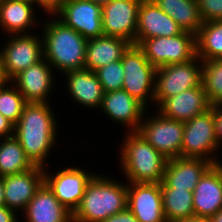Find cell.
Segmentation results:
<instances>
[{
  "label": "cell",
  "mask_w": 222,
  "mask_h": 222,
  "mask_svg": "<svg viewBox=\"0 0 222 222\" xmlns=\"http://www.w3.org/2000/svg\"><path fill=\"white\" fill-rule=\"evenodd\" d=\"M55 117L50 103H26L14 125L13 136L34 166L47 167V157L59 136Z\"/></svg>",
  "instance_id": "1"
},
{
  "label": "cell",
  "mask_w": 222,
  "mask_h": 222,
  "mask_svg": "<svg viewBox=\"0 0 222 222\" xmlns=\"http://www.w3.org/2000/svg\"><path fill=\"white\" fill-rule=\"evenodd\" d=\"M48 18L41 27L44 59L53 70L63 75L84 69L87 39L64 25L53 14H49Z\"/></svg>",
  "instance_id": "2"
},
{
  "label": "cell",
  "mask_w": 222,
  "mask_h": 222,
  "mask_svg": "<svg viewBox=\"0 0 222 222\" xmlns=\"http://www.w3.org/2000/svg\"><path fill=\"white\" fill-rule=\"evenodd\" d=\"M95 174L88 182L72 222H103L127 208L128 183Z\"/></svg>",
  "instance_id": "3"
},
{
  "label": "cell",
  "mask_w": 222,
  "mask_h": 222,
  "mask_svg": "<svg viewBox=\"0 0 222 222\" xmlns=\"http://www.w3.org/2000/svg\"><path fill=\"white\" fill-rule=\"evenodd\" d=\"M123 138L118 158L126 183H161L168 159L136 131Z\"/></svg>",
  "instance_id": "4"
},
{
  "label": "cell",
  "mask_w": 222,
  "mask_h": 222,
  "mask_svg": "<svg viewBox=\"0 0 222 222\" xmlns=\"http://www.w3.org/2000/svg\"><path fill=\"white\" fill-rule=\"evenodd\" d=\"M121 62L124 70L122 89L149 108L150 102L154 104L156 68L134 44L123 53Z\"/></svg>",
  "instance_id": "5"
},
{
  "label": "cell",
  "mask_w": 222,
  "mask_h": 222,
  "mask_svg": "<svg viewBox=\"0 0 222 222\" xmlns=\"http://www.w3.org/2000/svg\"><path fill=\"white\" fill-rule=\"evenodd\" d=\"M201 81L202 60L198 56L187 62L156 68L155 107L167 98L174 97L187 89L199 87Z\"/></svg>",
  "instance_id": "6"
},
{
  "label": "cell",
  "mask_w": 222,
  "mask_h": 222,
  "mask_svg": "<svg viewBox=\"0 0 222 222\" xmlns=\"http://www.w3.org/2000/svg\"><path fill=\"white\" fill-rule=\"evenodd\" d=\"M137 46L155 68L187 62L196 57V35L188 31L171 37L148 38Z\"/></svg>",
  "instance_id": "7"
},
{
  "label": "cell",
  "mask_w": 222,
  "mask_h": 222,
  "mask_svg": "<svg viewBox=\"0 0 222 222\" xmlns=\"http://www.w3.org/2000/svg\"><path fill=\"white\" fill-rule=\"evenodd\" d=\"M218 152L211 106L192 120L184 122L181 157L203 158L220 164Z\"/></svg>",
  "instance_id": "8"
},
{
  "label": "cell",
  "mask_w": 222,
  "mask_h": 222,
  "mask_svg": "<svg viewBox=\"0 0 222 222\" xmlns=\"http://www.w3.org/2000/svg\"><path fill=\"white\" fill-rule=\"evenodd\" d=\"M147 112L136 132L165 158L181 157L184 122L164 117L157 110L151 117Z\"/></svg>",
  "instance_id": "9"
},
{
  "label": "cell",
  "mask_w": 222,
  "mask_h": 222,
  "mask_svg": "<svg viewBox=\"0 0 222 222\" xmlns=\"http://www.w3.org/2000/svg\"><path fill=\"white\" fill-rule=\"evenodd\" d=\"M0 58L4 77L9 81L22 70L28 69L44 58L42 35H9Z\"/></svg>",
  "instance_id": "10"
},
{
  "label": "cell",
  "mask_w": 222,
  "mask_h": 222,
  "mask_svg": "<svg viewBox=\"0 0 222 222\" xmlns=\"http://www.w3.org/2000/svg\"><path fill=\"white\" fill-rule=\"evenodd\" d=\"M52 174L48 167H45L44 182L58 201L73 213L81 202L88 182L96 173L87 172L85 168L82 169L79 166H67L57 172L55 170V173Z\"/></svg>",
  "instance_id": "11"
},
{
  "label": "cell",
  "mask_w": 222,
  "mask_h": 222,
  "mask_svg": "<svg viewBox=\"0 0 222 222\" xmlns=\"http://www.w3.org/2000/svg\"><path fill=\"white\" fill-rule=\"evenodd\" d=\"M53 15L86 39L104 35L102 6L99 4L86 0H64Z\"/></svg>",
  "instance_id": "12"
},
{
  "label": "cell",
  "mask_w": 222,
  "mask_h": 222,
  "mask_svg": "<svg viewBox=\"0 0 222 222\" xmlns=\"http://www.w3.org/2000/svg\"><path fill=\"white\" fill-rule=\"evenodd\" d=\"M142 0H111L102 6L104 35L123 38L135 45L138 11Z\"/></svg>",
  "instance_id": "13"
},
{
  "label": "cell",
  "mask_w": 222,
  "mask_h": 222,
  "mask_svg": "<svg viewBox=\"0 0 222 222\" xmlns=\"http://www.w3.org/2000/svg\"><path fill=\"white\" fill-rule=\"evenodd\" d=\"M54 74L52 66L43 58L10 81L23 95L26 103H50V92L55 89L53 84L56 85Z\"/></svg>",
  "instance_id": "14"
},
{
  "label": "cell",
  "mask_w": 222,
  "mask_h": 222,
  "mask_svg": "<svg viewBox=\"0 0 222 222\" xmlns=\"http://www.w3.org/2000/svg\"><path fill=\"white\" fill-rule=\"evenodd\" d=\"M127 208L139 222H167L160 183H128Z\"/></svg>",
  "instance_id": "15"
},
{
  "label": "cell",
  "mask_w": 222,
  "mask_h": 222,
  "mask_svg": "<svg viewBox=\"0 0 222 222\" xmlns=\"http://www.w3.org/2000/svg\"><path fill=\"white\" fill-rule=\"evenodd\" d=\"M100 112L112 122L122 124L126 132L137 131L147 108L123 89L105 92Z\"/></svg>",
  "instance_id": "16"
},
{
  "label": "cell",
  "mask_w": 222,
  "mask_h": 222,
  "mask_svg": "<svg viewBox=\"0 0 222 222\" xmlns=\"http://www.w3.org/2000/svg\"><path fill=\"white\" fill-rule=\"evenodd\" d=\"M43 182L44 168L40 166H34L21 173L4 176L5 206L15 212L24 211Z\"/></svg>",
  "instance_id": "17"
},
{
  "label": "cell",
  "mask_w": 222,
  "mask_h": 222,
  "mask_svg": "<svg viewBox=\"0 0 222 222\" xmlns=\"http://www.w3.org/2000/svg\"><path fill=\"white\" fill-rule=\"evenodd\" d=\"M212 165V162L203 158L168 159L160 186L193 192L200 178Z\"/></svg>",
  "instance_id": "18"
},
{
  "label": "cell",
  "mask_w": 222,
  "mask_h": 222,
  "mask_svg": "<svg viewBox=\"0 0 222 222\" xmlns=\"http://www.w3.org/2000/svg\"><path fill=\"white\" fill-rule=\"evenodd\" d=\"M183 29L152 0H142L137 21L135 45L142 40L179 35Z\"/></svg>",
  "instance_id": "19"
},
{
  "label": "cell",
  "mask_w": 222,
  "mask_h": 222,
  "mask_svg": "<svg viewBox=\"0 0 222 222\" xmlns=\"http://www.w3.org/2000/svg\"><path fill=\"white\" fill-rule=\"evenodd\" d=\"M195 216L213 217L222 209V162L213 164L193 191Z\"/></svg>",
  "instance_id": "20"
},
{
  "label": "cell",
  "mask_w": 222,
  "mask_h": 222,
  "mask_svg": "<svg viewBox=\"0 0 222 222\" xmlns=\"http://www.w3.org/2000/svg\"><path fill=\"white\" fill-rule=\"evenodd\" d=\"M210 107L211 104L201 84L199 87L187 89L174 97L165 99L156 110L164 117L186 122Z\"/></svg>",
  "instance_id": "21"
},
{
  "label": "cell",
  "mask_w": 222,
  "mask_h": 222,
  "mask_svg": "<svg viewBox=\"0 0 222 222\" xmlns=\"http://www.w3.org/2000/svg\"><path fill=\"white\" fill-rule=\"evenodd\" d=\"M22 214L24 222H72V212L58 201L45 182Z\"/></svg>",
  "instance_id": "22"
},
{
  "label": "cell",
  "mask_w": 222,
  "mask_h": 222,
  "mask_svg": "<svg viewBox=\"0 0 222 222\" xmlns=\"http://www.w3.org/2000/svg\"><path fill=\"white\" fill-rule=\"evenodd\" d=\"M67 94H70L78 105L92 109H100L104 90L95 71L82 69L65 73Z\"/></svg>",
  "instance_id": "23"
},
{
  "label": "cell",
  "mask_w": 222,
  "mask_h": 222,
  "mask_svg": "<svg viewBox=\"0 0 222 222\" xmlns=\"http://www.w3.org/2000/svg\"><path fill=\"white\" fill-rule=\"evenodd\" d=\"M37 5L22 0L0 1V29L7 35L32 34L29 30L38 25L35 16ZM32 28V29H31Z\"/></svg>",
  "instance_id": "24"
},
{
  "label": "cell",
  "mask_w": 222,
  "mask_h": 222,
  "mask_svg": "<svg viewBox=\"0 0 222 222\" xmlns=\"http://www.w3.org/2000/svg\"><path fill=\"white\" fill-rule=\"evenodd\" d=\"M131 43L123 38L102 35L87 39L84 69L96 71L114 61L122 59Z\"/></svg>",
  "instance_id": "25"
},
{
  "label": "cell",
  "mask_w": 222,
  "mask_h": 222,
  "mask_svg": "<svg viewBox=\"0 0 222 222\" xmlns=\"http://www.w3.org/2000/svg\"><path fill=\"white\" fill-rule=\"evenodd\" d=\"M183 29L197 34L203 21L197 0H152Z\"/></svg>",
  "instance_id": "26"
},
{
  "label": "cell",
  "mask_w": 222,
  "mask_h": 222,
  "mask_svg": "<svg viewBox=\"0 0 222 222\" xmlns=\"http://www.w3.org/2000/svg\"><path fill=\"white\" fill-rule=\"evenodd\" d=\"M33 167L20 142L14 136L0 139V176L21 173Z\"/></svg>",
  "instance_id": "27"
},
{
  "label": "cell",
  "mask_w": 222,
  "mask_h": 222,
  "mask_svg": "<svg viewBox=\"0 0 222 222\" xmlns=\"http://www.w3.org/2000/svg\"><path fill=\"white\" fill-rule=\"evenodd\" d=\"M163 211L167 222L194 216L193 192L177 188H161Z\"/></svg>",
  "instance_id": "28"
},
{
  "label": "cell",
  "mask_w": 222,
  "mask_h": 222,
  "mask_svg": "<svg viewBox=\"0 0 222 222\" xmlns=\"http://www.w3.org/2000/svg\"><path fill=\"white\" fill-rule=\"evenodd\" d=\"M196 56L201 60L222 58V19L203 22L196 34Z\"/></svg>",
  "instance_id": "29"
},
{
  "label": "cell",
  "mask_w": 222,
  "mask_h": 222,
  "mask_svg": "<svg viewBox=\"0 0 222 222\" xmlns=\"http://www.w3.org/2000/svg\"><path fill=\"white\" fill-rule=\"evenodd\" d=\"M201 84L211 106L222 105V58L202 60Z\"/></svg>",
  "instance_id": "30"
},
{
  "label": "cell",
  "mask_w": 222,
  "mask_h": 222,
  "mask_svg": "<svg viewBox=\"0 0 222 222\" xmlns=\"http://www.w3.org/2000/svg\"><path fill=\"white\" fill-rule=\"evenodd\" d=\"M25 104L23 95L10 80L0 86V113L14 125L20 119Z\"/></svg>",
  "instance_id": "31"
},
{
  "label": "cell",
  "mask_w": 222,
  "mask_h": 222,
  "mask_svg": "<svg viewBox=\"0 0 222 222\" xmlns=\"http://www.w3.org/2000/svg\"><path fill=\"white\" fill-rule=\"evenodd\" d=\"M95 73L104 92H111L123 88L124 70L121 60L98 68Z\"/></svg>",
  "instance_id": "32"
},
{
  "label": "cell",
  "mask_w": 222,
  "mask_h": 222,
  "mask_svg": "<svg viewBox=\"0 0 222 222\" xmlns=\"http://www.w3.org/2000/svg\"><path fill=\"white\" fill-rule=\"evenodd\" d=\"M203 22L222 19V0H197Z\"/></svg>",
  "instance_id": "33"
},
{
  "label": "cell",
  "mask_w": 222,
  "mask_h": 222,
  "mask_svg": "<svg viewBox=\"0 0 222 222\" xmlns=\"http://www.w3.org/2000/svg\"><path fill=\"white\" fill-rule=\"evenodd\" d=\"M215 135L218 147L222 146V105L212 106Z\"/></svg>",
  "instance_id": "34"
},
{
  "label": "cell",
  "mask_w": 222,
  "mask_h": 222,
  "mask_svg": "<svg viewBox=\"0 0 222 222\" xmlns=\"http://www.w3.org/2000/svg\"><path fill=\"white\" fill-rule=\"evenodd\" d=\"M103 222H139L134 214L126 208L124 211L115 213Z\"/></svg>",
  "instance_id": "35"
},
{
  "label": "cell",
  "mask_w": 222,
  "mask_h": 222,
  "mask_svg": "<svg viewBox=\"0 0 222 222\" xmlns=\"http://www.w3.org/2000/svg\"><path fill=\"white\" fill-rule=\"evenodd\" d=\"M64 0H36L37 7L46 14H53L62 4Z\"/></svg>",
  "instance_id": "36"
},
{
  "label": "cell",
  "mask_w": 222,
  "mask_h": 222,
  "mask_svg": "<svg viewBox=\"0 0 222 222\" xmlns=\"http://www.w3.org/2000/svg\"><path fill=\"white\" fill-rule=\"evenodd\" d=\"M14 124L0 113V139L13 137Z\"/></svg>",
  "instance_id": "37"
},
{
  "label": "cell",
  "mask_w": 222,
  "mask_h": 222,
  "mask_svg": "<svg viewBox=\"0 0 222 222\" xmlns=\"http://www.w3.org/2000/svg\"><path fill=\"white\" fill-rule=\"evenodd\" d=\"M18 214L7 208L5 205L0 206V222H19Z\"/></svg>",
  "instance_id": "38"
},
{
  "label": "cell",
  "mask_w": 222,
  "mask_h": 222,
  "mask_svg": "<svg viewBox=\"0 0 222 222\" xmlns=\"http://www.w3.org/2000/svg\"><path fill=\"white\" fill-rule=\"evenodd\" d=\"M175 222H212L210 217L191 216L189 218L180 219Z\"/></svg>",
  "instance_id": "39"
},
{
  "label": "cell",
  "mask_w": 222,
  "mask_h": 222,
  "mask_svg": "<svg viewBox=\"0 0 222 222\" xmlns=\"http://www.w3.org/2000/svg\"><path fill=\"white\" fill-rule=\"evenodd\" d=\"M5 205L4 199V177L0 176V206Z\"/></svg>",
  "instance_id": "40"
},
{
  "label": "cell",
  "mask_w": 222,
  "mask_h": 222,
  "mask_svg": "<svg viewBox=\"0 0 222 222\" xmlns=\"http://www.w3.org/2000/svg\"><path fill=\"white\" fill-rule=\"evenodd\" d=\"M212 222H222V209L218 211L213 217H211Z\"/></svg>",
  "instance_id": "41"
},
{
  "label": "cell",
  "mask_w": 222,
  "mask_h": 222,
  "mask_svg": "<svg viewBox=\"0 0 222 222\" xmlns=\"http://www.w3.org/2000/svg\"><path fill=\"white\" fill-rule=\"evenodd\" d=\"M6 81L7 79L4 77L3 69H2V62L0 58V86H2Z\"/></svg>",
  "instance_id": "42"
},
{
  "label": "cell",
  "mask_w": 222,
  "mask_h": 222,
  "mask_svg": "<svg viewBox=\"0 0 222 222\" xmlns=\"http://www.w3.org/2000/svg\"><path fill=\"white\" fill-rule=\"evenodd\" d=\"M86 1H91L93 3L103 6V5L107 4L108 2H110L111 0H86Z\"/></svg>",
  "instance_id": "43"
},
{
  "label": "cell",
  "mask_w": 222,
  "mask_h": 222,
  "mask_svg": "<svg viewBox=\"0 0 222 222\" xmlns=\"http://www.w3.org/2000/svg\"><path fill=\"white\" fill-rule=\"evenodd\" d=\"M22 1H26V2H29V3H32V4L36 5V0H22Z\"/></svg>",
  "instance_id": "44"
}]
</instances>
